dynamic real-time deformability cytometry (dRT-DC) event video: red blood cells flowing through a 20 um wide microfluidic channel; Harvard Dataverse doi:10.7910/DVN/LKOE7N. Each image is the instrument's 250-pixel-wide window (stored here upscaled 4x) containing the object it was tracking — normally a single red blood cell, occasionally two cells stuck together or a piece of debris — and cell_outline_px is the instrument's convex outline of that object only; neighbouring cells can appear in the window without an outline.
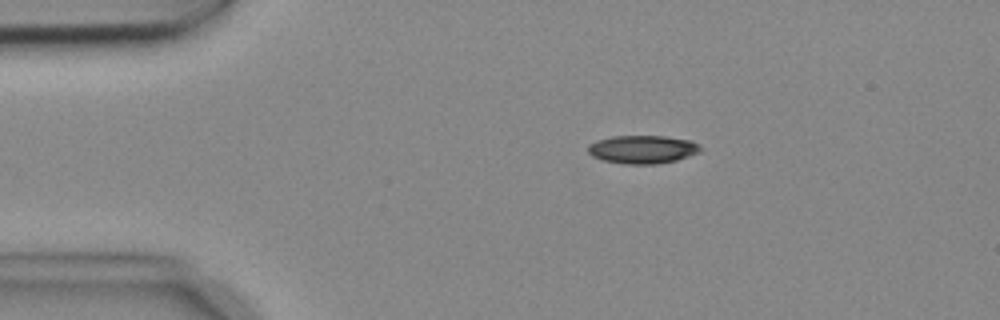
{"species": "common noctule bat (a hibernating species)", "species_latin": "Nyctalus noctula", "temperature_condition": "cold", "stored_images_in_passage": 8, "camera_frame_rate_fps": 3000, "um_per_image_px": 0.085, "animal": {"sex": "female", "body_mass_g": 18.4}, "frame": {"image": 1, "passage_image": 3, "time_ms": 0.667, "image_size_px": [1000, 320], "cell_outline_px": [[700, 152], [676, 160], [656, 164], [624, 164], [604, 160], [592, 156], [588, 152], [588, 144], [596, 140], [612, 136], [664, 136], [688, 140], [696, 144], [700, 148]], "centroid_in_image_um": [54.56, 12.7], "position_along_channel_um": 30.4, "area_um2": 18.32}}
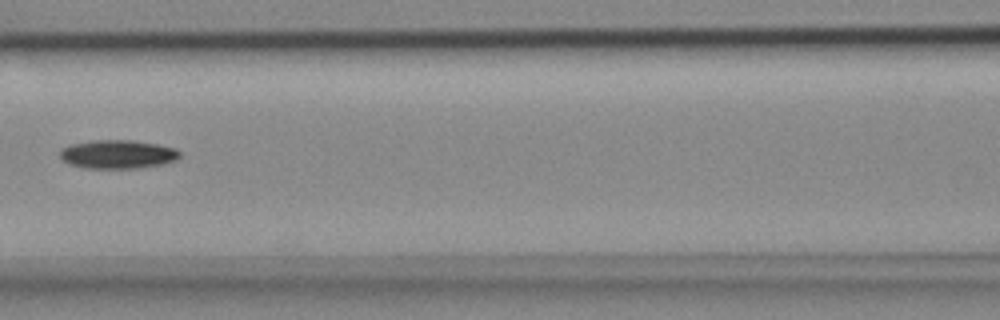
{"frame": {"image": 2, "passage_image": 7, "time_ms": 2.0, "image_size_px": [1000, 320], "cell_outline_px": [[180, 156], [176, 160], [164, 164], [136, 168], [84, 168], [72, 164], [64, 160], [60, 156], [60, 148], [72, 144], [92, 140], [132, 140], [160, 144], [176, 148], [180, 152]], "centroid_in_image_um": [10.04, 13.1], "position_along_channel_um": 156.6, "area_um2": 20.06}}
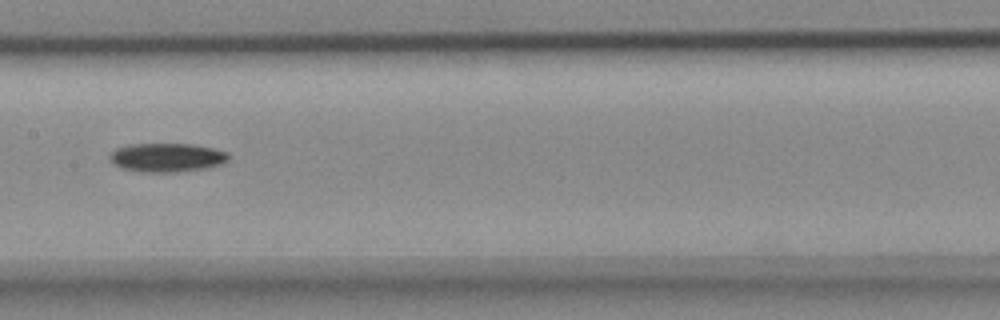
{"frame": {"image": 3, "passage_image": 8, "time_ms": 2.333, "image_size_px": [1000, 320], "cell_outline_px": [[228, 160], [220, 164], [208, 168], [176, 172], [144, 172], [120, 168], [112, 164], [108, 160], [108, 156], [116, 148], [132, 144], [192, 144], [212, 148], [228, 152]], "centroid_in_image_um": [14.14, 13.39], "position_along_channel_um": 193.3, "area_um2": 20.06}}